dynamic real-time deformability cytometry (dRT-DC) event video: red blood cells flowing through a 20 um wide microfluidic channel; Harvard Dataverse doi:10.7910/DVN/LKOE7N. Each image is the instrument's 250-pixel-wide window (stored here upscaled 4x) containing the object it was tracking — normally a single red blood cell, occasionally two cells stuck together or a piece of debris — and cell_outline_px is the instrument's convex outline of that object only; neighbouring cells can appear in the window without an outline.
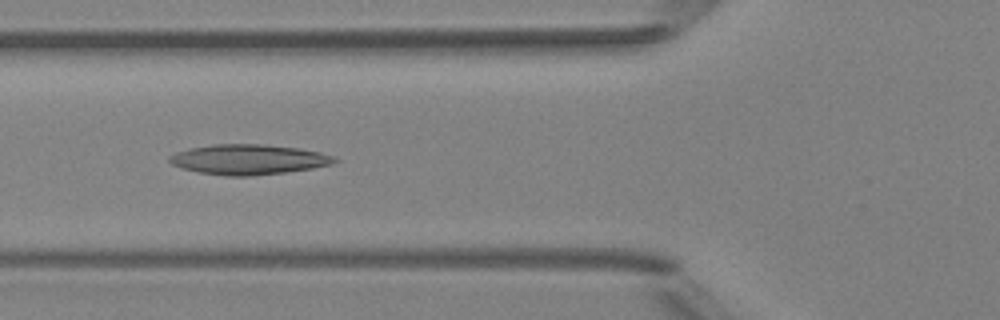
{"species": "Egyptian fruit bat (a non-hibernating species)", "species_latin": "Rousettus aegyptiacus", "temperature_condition": "room temperature", "stored_images_in_passage": 4, "camera_frame_rate_fps": 3000, "um_per_image_px": 0.085, "animal": {"sex": "female"}, "frame": {"image": 1, "passage_image": 4, "time_ms": 3.333, "image_size_px": [1000, 320], "cell_outline_px": [[340, 160], [332, 164], [312, 168], [284, 172], [252, 176], [228, 176], [200, 172], [184, 168], [172, 164], [168, 160], [168, 156], [176, 152], [188, 148], [212, 144], [264, 144], [300, 148], [320, 152], [332, 156]], "centroid_in_image_um": [21.12, 13.54], "position_along_channel_um": 104.7, "area_um2": 28.96}}